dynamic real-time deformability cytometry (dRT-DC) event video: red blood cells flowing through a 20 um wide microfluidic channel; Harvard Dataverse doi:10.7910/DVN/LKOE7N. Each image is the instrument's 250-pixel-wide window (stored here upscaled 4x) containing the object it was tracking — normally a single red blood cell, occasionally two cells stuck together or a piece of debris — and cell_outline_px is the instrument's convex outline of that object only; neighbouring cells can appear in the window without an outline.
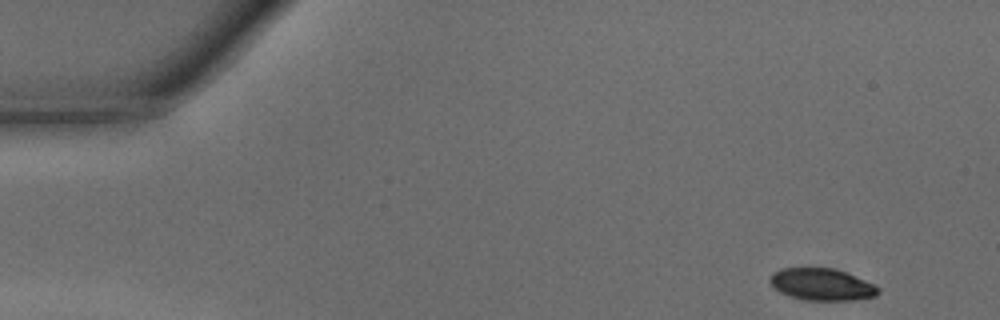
{"species": "common noctule bat (a hibernating species)", "species_latin": "Nyctalus noctula", "temperature_condition": "warm", "stored_images_in_passage": 35, "camera_frame_rate_fps": 3000, "um_per_image_px": 0.085, "animal": {"sex": "male", "body_mass_g": 15.6}, "frame": {"image": 1, "passage_image": 1, "time_ms": 0.0, "image_size_px": [1000, 320], "cell_outline_px": [[880, 292], [876, 296], [852, 300], [804, 300], [780, 292], [768, 280], [772, 272], [780, 268], [836, 268], [864, 280], [880, 288]], "centroid_in_image_um": [69.84, 24.17], "position_along_channel_um": 15.2, "area_um2": 20.06}}
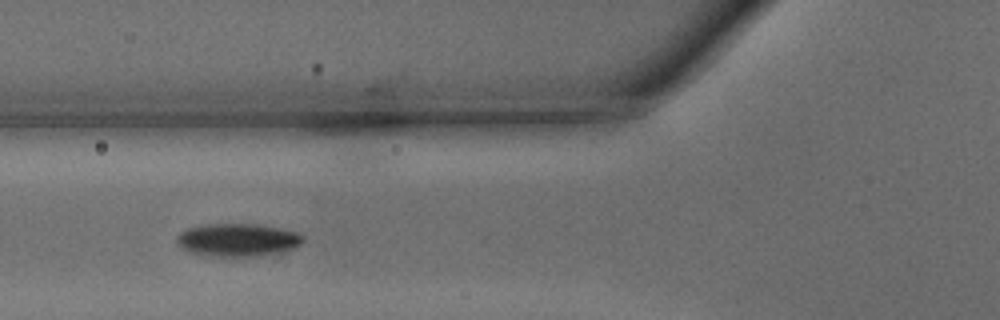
{"frame": {"image": 2, "passage_image": 15, "time_ms": 4.667, "image_size_px": [1000, 320], "cell_outline_px": [[304, 240], [300, 244], [276, 260], [236, 260], [212, 256], [192, 252], [180, 248], [176, 244], [176, 236], [184, 228], [204, 224], [256, 224], [280, 228], [296, 232], [304, 236]], "centroid_in_image_um": [20.31, 20.5], "position_along_channel_um": 105.5, "area_um2": 26.53}}
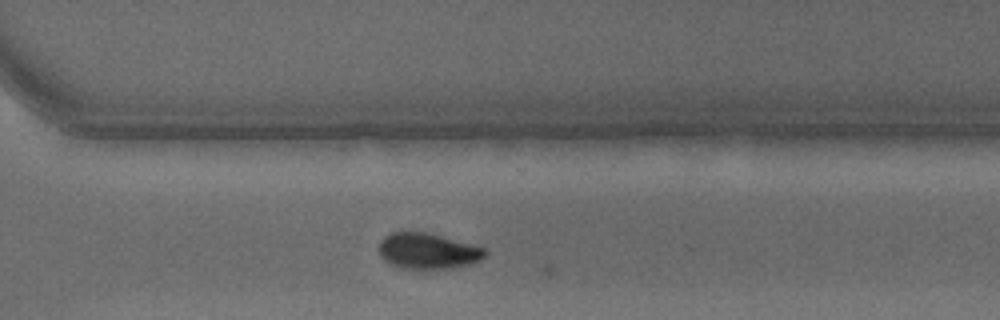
{"frame": {"image": 3, "passage_image": 31, "time_ms": 10.0, "image_size_px": [1000, 320], "cell_outline_px": [[488, 252], [480, 260], [472, 264], [452, 268], [400, 268], [384, 260], [380, 256], [380, 240], [384, 236], [392, 232], [424, 232], [440, 236], [484, 248]], "centroid_in_image_um": [36.35, 21.34], "position_along_channel_um": 334.3, "area_um2": 21.79}}